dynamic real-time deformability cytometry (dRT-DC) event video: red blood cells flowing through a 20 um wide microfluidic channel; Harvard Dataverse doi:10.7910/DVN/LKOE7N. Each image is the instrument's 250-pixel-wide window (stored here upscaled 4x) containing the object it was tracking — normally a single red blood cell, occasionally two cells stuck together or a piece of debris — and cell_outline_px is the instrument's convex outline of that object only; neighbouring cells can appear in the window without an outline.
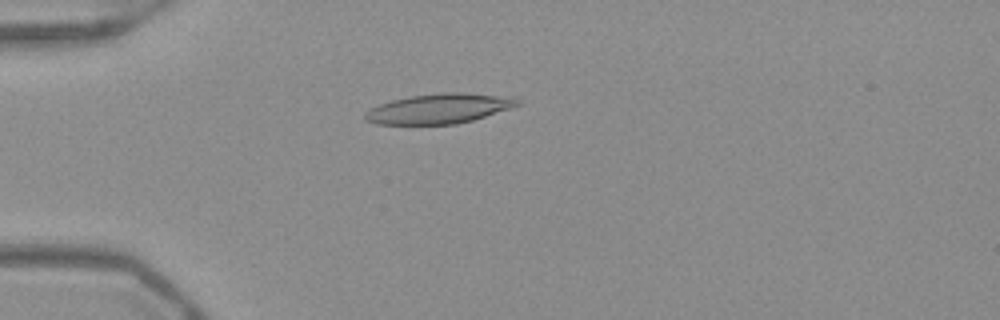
{"species": "Egyptian fruit bat (a non-hibernating species)", "species_latin": "Rousettus aegyptiacus", "temperature_condition": "warm", "stored_images_in_passage": 38, "camera_frame_rate_fps": 3000, "um_per_image_px": 0.085, "frame": {"image": 1, "passage_image": 1, "time_ms": 0.0, "image_size_px": [1000, 320], "cell_outline_px": [[520, 104], [512, 108], [472, 120], [456, 124], [376, 124], [364, 120], [364, 112], [380, 104], [392, 100], [412, 96], [440, 92], [460, 92], [516, 96], [520, 100]], "centroid_in_image_um": [37.38, 9.22], "position_along_channel_um": 47.6, "area_um2": 26.76}}
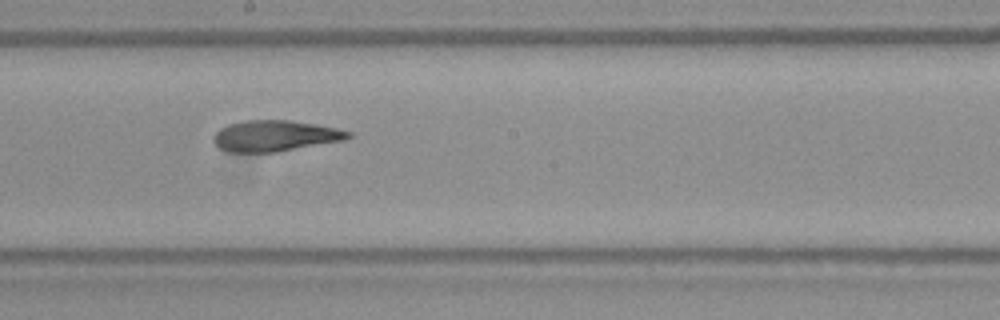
{"frame": {"image": 2, "passage_image": 16, "time_ms": 5.0, "image_size_px": [1000, 320], "cell_outline_px": [[352, 136], [348, 140], [276, 152], [228, 152], [220, 148], [212, 140], [212, 136], [220, 128], [228, 124], [244, 120], [288, 120], [316, 124], [336, 128], [352, 132]], "centroid_in_image_um": [23.4, 11.55], "position_along_channel_um": 224.8, "area_um2": 24.57}}
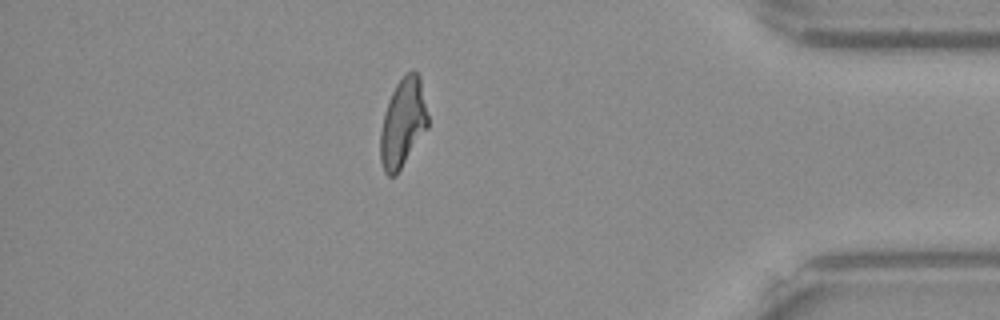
{"frame": {"image": 3, "passage_image": 32, "time_ms": 10.333, "image_size_px": [1000, 320], "cell_outline_px": [[428, 128], [396, 176], [388, 176], [384, 172], [380, 160], [380, 132], [384, 112], [388, 100], [396, 84], [408, 72], [416, 72], [420, 76], [428, 116]], "centroid_in_image_um": [34.24, 10.49], "position_along_channel_um": 401.0, "area_um2": 24.62}, "authors_computed_cell_mechanics": {"area_um2": 24.7962, "velocity_mm_per_s": 3.9423, "shape_relaxation_time_tau1_ms": null, "shape_relaxation_time_tau2_ms": 3.1686, "deformation_change_tau1": null, "deformation_change_tau2": 0.1266}}